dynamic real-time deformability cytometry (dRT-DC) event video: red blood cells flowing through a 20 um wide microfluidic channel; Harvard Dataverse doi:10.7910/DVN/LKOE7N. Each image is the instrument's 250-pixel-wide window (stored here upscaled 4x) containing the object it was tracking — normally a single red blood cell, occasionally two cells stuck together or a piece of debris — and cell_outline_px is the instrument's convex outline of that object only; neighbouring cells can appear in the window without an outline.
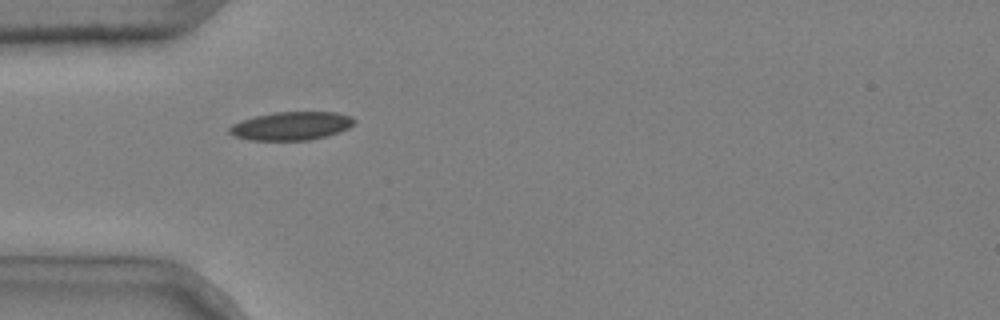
{"species": "common noctule bat (a hibernating species)", "species_latin": "Nyctalus noctula", "temperature_condition": "cold", "stored_images_in_passage": 2, "camera_frame_rate_fps": 3000, "um_per_image_px": 0.085, "animal": {"sex": "male", "body_mass_g": 20.4}, "frame": {"image": 1, "passage_image": 1, "time_ms": 0.0, "image_size_px": [1000, 320], "cell_outline_px": [[356, 120], [348, 128], [340, 132], [308, 140], [252, 140], [232, 136], [228, 132], [228, 128], [232, 124], [240, 120], [256, 116], [276, 112], [336, 112], [352, 116]], "centroid_in_image_um": [24.74, 10.7], "position_along_channel_um": 60.3, "area_um2": 20.63}}